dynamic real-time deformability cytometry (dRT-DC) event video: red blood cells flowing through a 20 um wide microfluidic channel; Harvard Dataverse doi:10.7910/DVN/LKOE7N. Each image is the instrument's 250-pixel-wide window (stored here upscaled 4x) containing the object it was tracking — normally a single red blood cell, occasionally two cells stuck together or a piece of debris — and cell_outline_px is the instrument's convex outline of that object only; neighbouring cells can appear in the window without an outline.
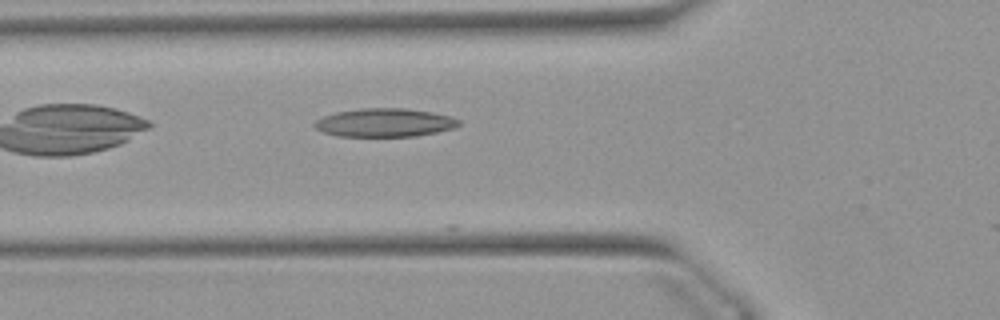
{"species": "Egyptian fruit bat (a non-hibernating species)", "species_latin": "Rousettus aegyptiacus", "temperature_condition": "warm", "stored_images_in_passage": 9, "camera_frame_rate_fps": 3000, "um_per_image_px": 0.085, "animal": {"sex": "female"}, "frame": {"image": 1, "passage_image": 3, "time_ms": 0.667, "image_size_px": [1000, 320], "cell_outline_px": [[460, 124], [456, 128], [436, 132], [412, 136], [336, 136], [324, 132], [316, 128], [312, 124], [316, 120], [324, 116], [336, 112], [360, 108], [404, 108], [432, 112], [448, 116], [460, 120]], "centroid_in_image_um": [32.68, 10.42], "position_along_channel_um": 93.1, "area_um2": 23.81}}
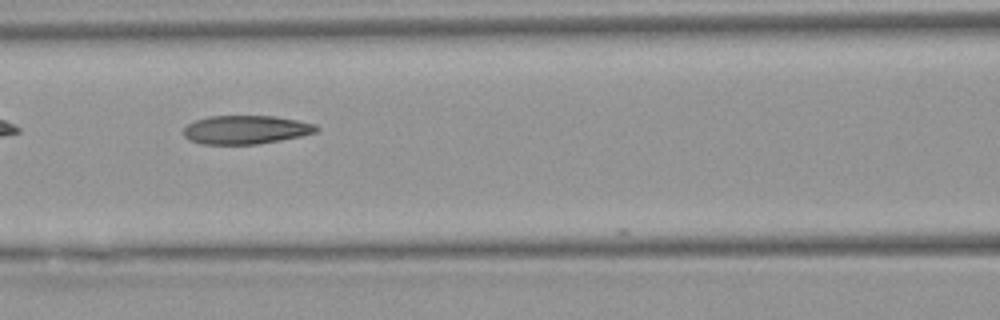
{"frame": {"image": 2, "passage_image": 7, "time_ms": 2.0, "image_size_px": [1000, 320], "cell_outline_px": [[320, 128], [316, 132], [300, 136], [280, 140], [256, 144], [200, 144], [188, 140], [184, 136], [184, 128], [188, 124], [196, 120], [208, 116], [276, 116], [316, 124]], "centroid_in_image_um": [20.88, 11.02], "position_along_channel_um": 145.7, "area_um2": 22.14}}